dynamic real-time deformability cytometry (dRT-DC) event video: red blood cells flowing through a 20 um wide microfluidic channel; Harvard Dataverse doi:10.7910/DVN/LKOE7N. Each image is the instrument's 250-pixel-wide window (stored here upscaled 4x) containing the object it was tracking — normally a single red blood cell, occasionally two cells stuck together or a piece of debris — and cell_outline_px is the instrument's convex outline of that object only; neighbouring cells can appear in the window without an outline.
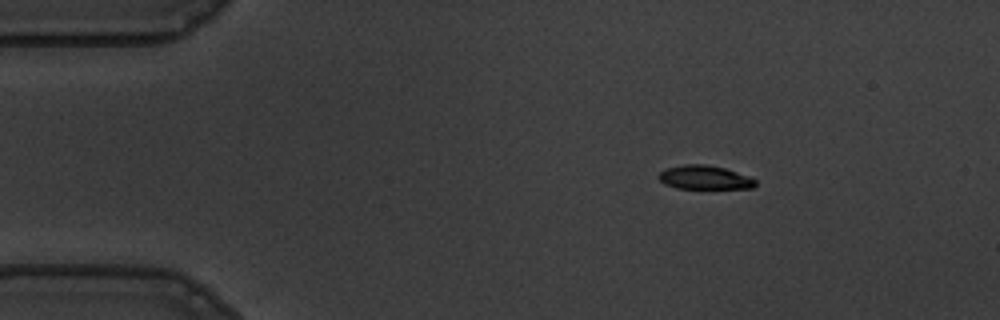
{"species": "common noctule bat (a hibernating species)", "species_latin": "Nyctalus noctula", "temperature_condition": "warm", "stored_images_in_passage": 50, "camera_frame_rate_fps": 3000, "um_per_image_px": 0.085, "animal": {"sex": "male", "body_mass_g": 19.5, "forearm_length_mm": 54.6}, "frame": {"image": 1, "passage_image": 3, "time_ms": 0.667, "image_size_px": [1000, 320], "cell_outline_px": [[756, 184], [752, 188], [676, 188], [664, 184], [656, 176], [664, 168], [684, 164], [704, 164], [724, 168], [748, 176], [756, 180]], "centroid_in_image_um": [59.83, 15.08], "position_along_channel_um": 25.2, "area_um2": 13.41}}
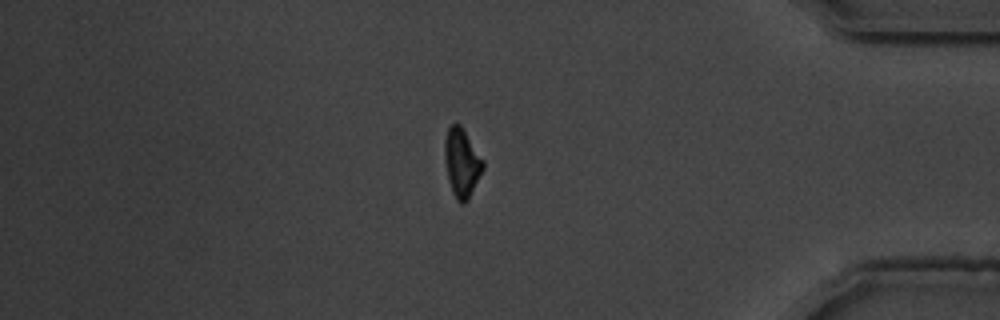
{"frame": {"image": 2, "passage_image": 42, "time_ms": 13.667, "image_size_px": [1000, 320], "cell_outline_px": [[484, 168], [468, 200], [464, 204], [460, 204], [456, 200], [452, 192], [448, 180], [444, 160], [444, 140], [448, 128], [452, 124], [460, 124], [484, 160]], "centroid_in_image_um": [39.24, 13.85], "position_along_channel_um": 396.0, "area_um2": 15.49}}
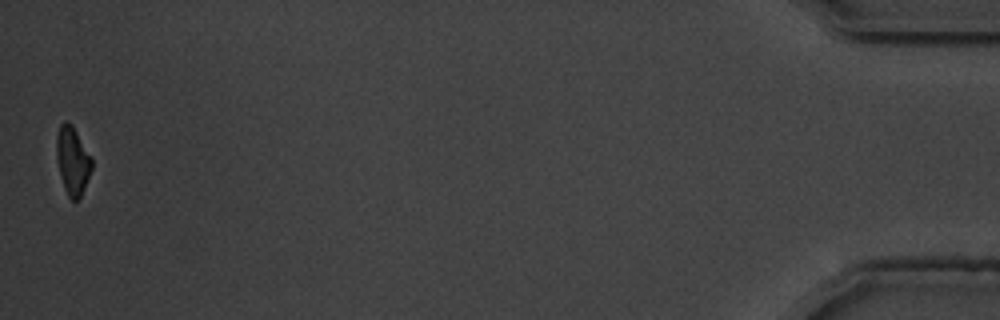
{"frame": {"image": 3, "passage_image": 50, "time_ms": 16.333, "image_size_px": [1000, 320], "cell_outline_px": [[92, 168], [80, 196], [76, 200], [72, 200], [68, 196], [64, 188], [60, 176], [56, 156], [56, 136], [60, 124], [64, 120], [72, 124], [92, 156]], "centroid_in_image_um": [6.16, 13.61], "position_along_channel_um": 429.0, "area_um2": 14.05}, "authors_computed_cell_mechanics": {"area_um2": 15.2592, "velocity_mm_per_s": 3.6013, "shape_relaxation_time_tau1_ms": 3.5876, "shape_relaxation_time_tau2_ms": 3.6547, "deformation_change_tau1": 0.1346, "deformation_change_tau2": 0.0914}}